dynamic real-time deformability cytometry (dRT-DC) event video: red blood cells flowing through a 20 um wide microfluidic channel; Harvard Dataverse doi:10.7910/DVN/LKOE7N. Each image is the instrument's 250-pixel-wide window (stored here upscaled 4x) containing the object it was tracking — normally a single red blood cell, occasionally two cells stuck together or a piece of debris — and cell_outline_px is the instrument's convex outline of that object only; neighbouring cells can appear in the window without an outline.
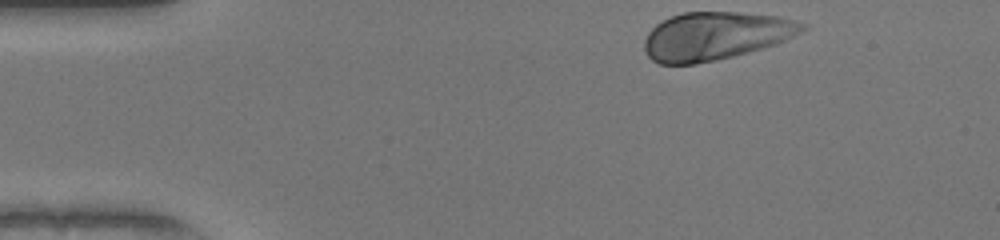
{"species": "human", "species_latin": "Homo sapiens", "temperature_condition": "warm", "stored_images_in_passage": 35, "camera_frame_rate_fps": 3000, "um_per_image_px": 0.085, "donor": {"sex": "female"}, "frame": {"image": 1, "passage_image": 1, "time_ms": 0.0, "image_size_px": [1000, 240], "cell_outline_px": [[808, 28], [776, 44], [748, 52], [716, 60], [696, 64], [660, 64], [652, 60], [648, 56], [644, 48], [644, 40], [648, 32], [656, 24], [672, 16], [684, 12], [736, 12], [776, 16], [808, 24]], "centroid_in_image_um": [60.79, 3.06], "position_along_channel_um": 24.2, "area_um2": 43.99}}
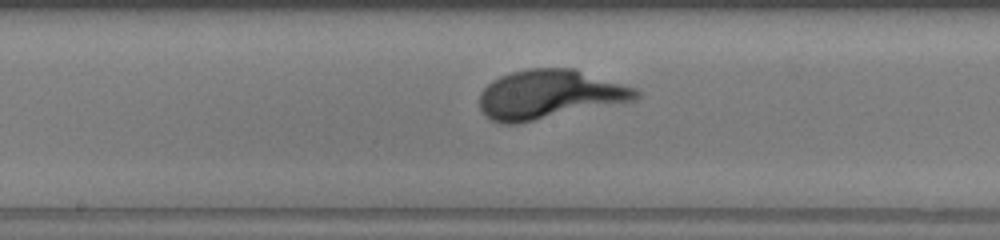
{"frame": {"image": 2, "passage_image": 20, "time_ms": 6.333, "image_size_px": [1000, 240], "cell_outline_px": [[640, 96], [636, 100], [516, 124], [500, 124], [488, 120], [480, 112], [480, 92], [492, 80], [500, 76], [512, 72], [528, 68], [576, 68], [636, 88], [640, 92]], "centroid_in_image_um": [46.68, 8.03], "position_along_channel_um": 201.5, "area_um2": 45.08}}
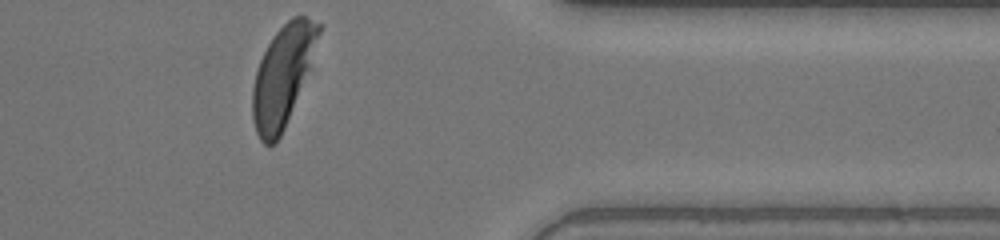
{"frame": {"image": 3, "passage_image": 35, "time_ms": 11.333, "image_size_px": [1000, 240], "cell_outline_px": [[320, 32], [308, 68], [284, 128], [276, 144], [264, 144], [260, 140], [256, 132], [252, 116], [252, 88], [256, 72], [260, 60], [272, 36], [292, 16], [304, 16], [320, 24]], "centroid_in_image_um": [23.97, 6.45], "position_along_channel_um": 387.4, "area_um2": 37.45}}